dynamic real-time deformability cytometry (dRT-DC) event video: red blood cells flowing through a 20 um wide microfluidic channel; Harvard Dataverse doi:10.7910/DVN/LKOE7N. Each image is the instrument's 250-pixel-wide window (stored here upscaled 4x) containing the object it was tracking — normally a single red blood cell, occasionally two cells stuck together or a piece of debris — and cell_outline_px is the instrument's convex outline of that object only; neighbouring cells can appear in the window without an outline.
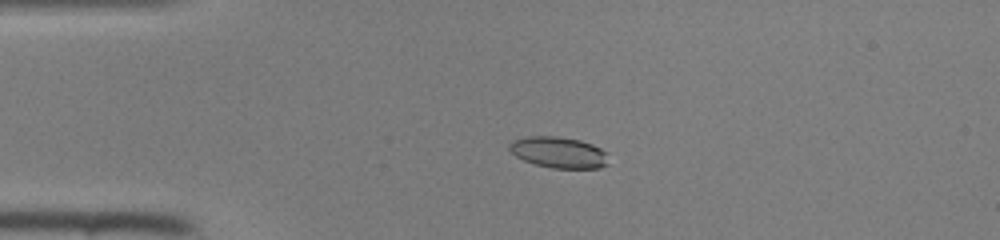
{"species": "common noctule bat (a hibernating species)", "species_latin": "Nyctalus noctula", "temperature_condition": "room temperature", "stored_images_in_passage": 47, "camera_frame_rate_fps": 3000, "um_per_image_px": 0.085, "animal": {"sex": "female", "body_mass_g": 22.0, "forearm_length_mm": 56.7}, "frame": {"image": 1, "passage_image": 11, "time_ms": 3.333, "image_size_px": [1000, 240], "cell_outline_px": [[608, 164], [600, 168], [552, 168], [536, 164], [524, 160], [516, 156], [508, 148], [508, 144], [512, 140], [528, 136], [556, 136], [580, 140], [592, 144], [608, 152]], "centroid_in_image_um": [47.51, 12.95], "position_along_channel_um": 37.5, "area_um2": 18.09}}
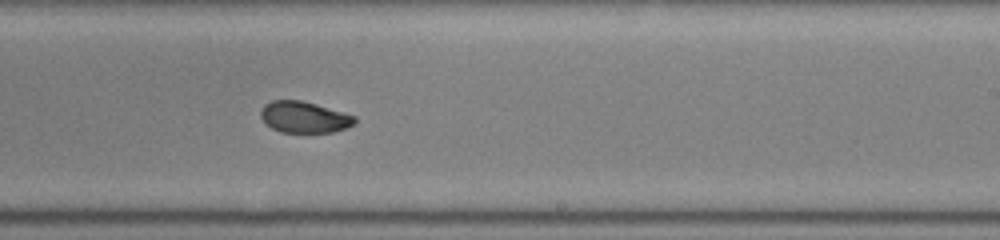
{"frame": {"image": 2, "passage_image": 29, "time_ms": 9.333, "image_size_px": [1000, 240], "cell_outline_px": [[356, 120], [352, 124], [344, 128], [332, 132], [280, 132], [272, 128], [260, 116], [260, 112], [264, 104], [272, 100], [300, 100], [316, 104], [356, 116]], "centroid_in_image_um": [25.83, 9.95], "position_along_channel_um": 263.2, "area_um2": 16.94}}
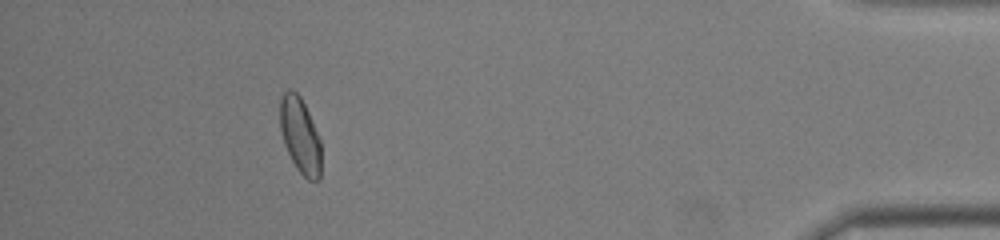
{"frame": {"image": 3, "passage_image": 43, "time_ms": 14.0, "image_size_px": [1000, 240], "cell_outline_px": [[320, 180], [308, 180], [296, 168], [284, 144], [280, 128], [280, 100], [284, 92], [288, 88], [292, 88], [300, 96], [308, 112], [320, 140]], "centroid_in_image_um": [25.49, 11.49], "position_along_channel_um": 409.7, "area_um2": 17.98}}